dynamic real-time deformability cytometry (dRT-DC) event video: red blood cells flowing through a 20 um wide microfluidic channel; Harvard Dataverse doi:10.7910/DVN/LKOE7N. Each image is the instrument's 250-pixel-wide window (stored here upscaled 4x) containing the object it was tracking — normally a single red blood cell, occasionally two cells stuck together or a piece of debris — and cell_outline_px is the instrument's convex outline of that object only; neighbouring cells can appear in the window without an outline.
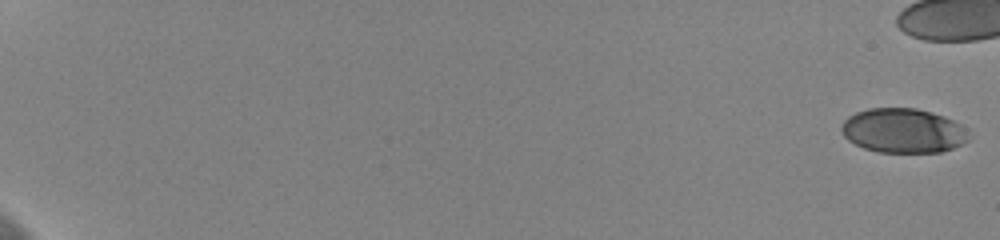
{"species": "human", "species_latin": "Homo sapiens", "temperature_condition": "cold", "stored_images_in_passage": 51, "camera_frame_rate_fps": 3000, "um_per_image_px": 0.085, "donor": {"sex": "female"}, "frame": {"image": 1, "passage_image": 1, "time_ms": 0.0, "image_size_px": [1000, 240], "cell_outline_px": [[972, 136], [968, 140], [952, 148], [940, 152], [876, 152], [864, 148], [848, 140], [844, 136], [840, 128], [844, 120], [848, 116], [856, 112], [868, 108], [916, 108], [932, 112], [944, 116], [960, 124]], "centroid_in_image_um": [76.76, 11.1], "position_along_channel_um": 8.2, "area_um2": 33.06}}
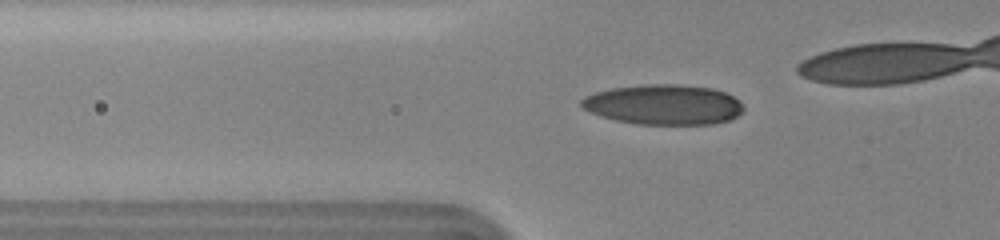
{"frame": {"image": 2, "passage_image": 24, "time_ms": 7.667, "image_size_px": [1000, 240], "cell_outline_px": [[744, 108], [732, 120], [712, 124], [636, 124], [616, 120], [600, 116], [584, 108], [580, 104], [580, 100], [584, 96], [596, 92], [612, 88], [644, 84], [676, 84], [712, 88], [724, 92], [740, 100]], "centroid_in_image_um": [56.41, 8.89], "position_along_channel_um": 69.4, "area_um2": 37.92}}
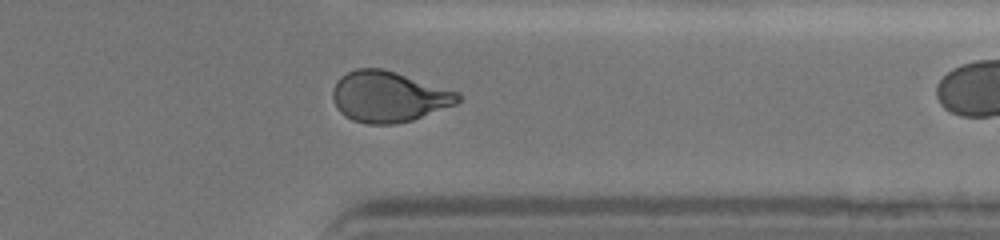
{"frame": {"image": 3, "passage_image": 50, "time_ms": 16.333, "image_size_px": [1000, 240], "cell_outline_px": [[464, 96], [456, 104], [412, 120], [396, 124], [368, 124], [352, 120], [344, 116], [336, 108], [332, 100], [332, 88], [336, 80], [340, 76], [356, 68], [380, 68], [396, 72], [460, 92]], "centroid_in_image_um": [33.02, 8.21], "position_along_channel_um": 378.4, "area_um2": 37.45}}